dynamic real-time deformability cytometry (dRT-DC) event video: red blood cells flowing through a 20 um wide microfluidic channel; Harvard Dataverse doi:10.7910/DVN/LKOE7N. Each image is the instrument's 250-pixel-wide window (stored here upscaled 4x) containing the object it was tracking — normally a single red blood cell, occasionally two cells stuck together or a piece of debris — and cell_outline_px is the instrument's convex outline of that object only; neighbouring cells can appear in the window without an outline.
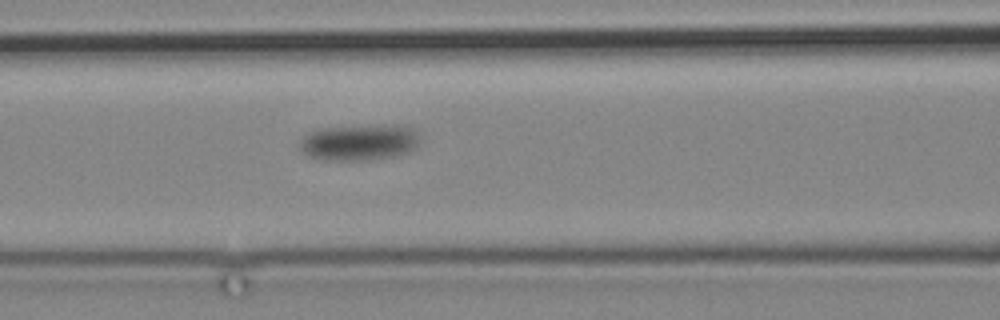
{"species": "common noctule bat (a hibernating species)", "species_latin": "Nyctalus noctula", "temperature_condition": "cold", "stored_images_in_passage": 5, "camera_frame_rate_fps": 3000, "um_per_image_px": 0.085, "animal": {"sex": "male", "body_mass_g": 19.2, "forearm_length_mm": 51.8}, "frame": {"image": 1, "passage_image": 5, "time_ms": 5.333, "image_size_px": [1000, 320], "cell_outline_px": [[420, 140], [416, 148], [412, 152], [396, 156], [368, 160], [324, 160], [308, 156], [300, 148], [296, 140], [308, 132], [316, 128], [384, 124], [408, 124], [416, 128]], "centroid_in_image_um": [30.58, 12.07], "position_along_channel_um": 136.0, "area_um2": 26.47}}